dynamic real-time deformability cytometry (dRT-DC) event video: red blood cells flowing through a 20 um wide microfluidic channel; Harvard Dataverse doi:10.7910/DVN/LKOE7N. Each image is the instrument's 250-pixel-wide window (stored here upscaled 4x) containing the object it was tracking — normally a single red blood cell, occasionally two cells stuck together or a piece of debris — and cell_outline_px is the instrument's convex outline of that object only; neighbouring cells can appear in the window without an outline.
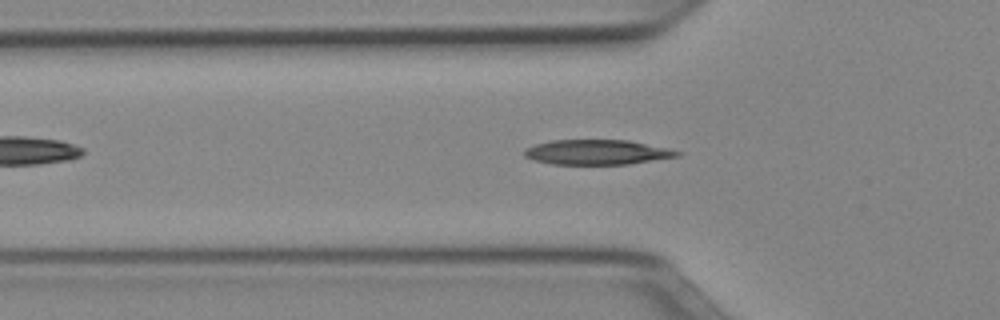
{"species": "Egyptian fruit bat (a non-hibernating species)", "species_latin": "Rousettus aegyptiacus", "temperature_condition": "cold", "stored_images_in_passage": 42, "camera_frame_rate_fps": 3000, "um_per_image_px": 0.085, "animal": {"sex": "female"}, "frame": {"image": 1, "passage_image": 10, "time_ms": 3.0, "image_size_px": [1000, 320], "cell_outline_px": [[684, 152], [680, 156], [628, 164], [552, 164], [532, 160], [524, 156], [524, 148], [536, 144], [552, 140], [628, 140], [668, 148]], "centroid_in_image_um": [50.75, 12.93], "position_along_channel_um": 75.0, "area_um2": 22.25}}
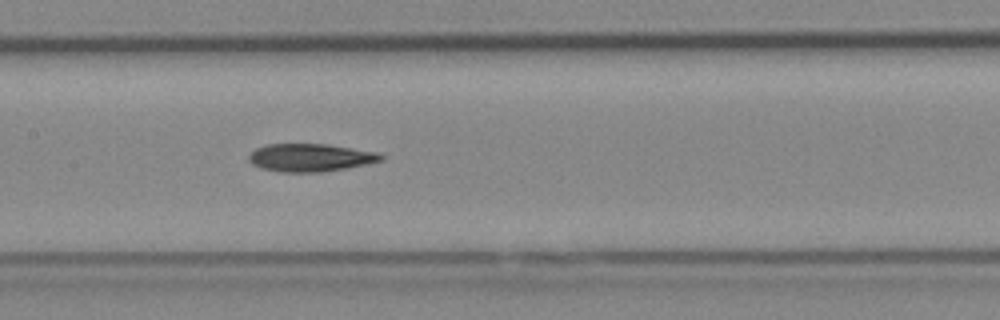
{"frame": {"image": 2, "passage_image": 18, "time_ms": 5.667, "image_size_px": [1000, 320], "cell_outline_px": [[384, 160], [368, 164], [348, 168], [324, 172], [280, 172], [260, 168], [252, 164], [248, 160], [248, 156], [256, 148], [264, 144], [328, 144], [380, 152], [384, 156]], "centroid_in_image_um": [26.42, 13.4], "position_along_channel_um": 181.0, "area_um2": 21.85}}
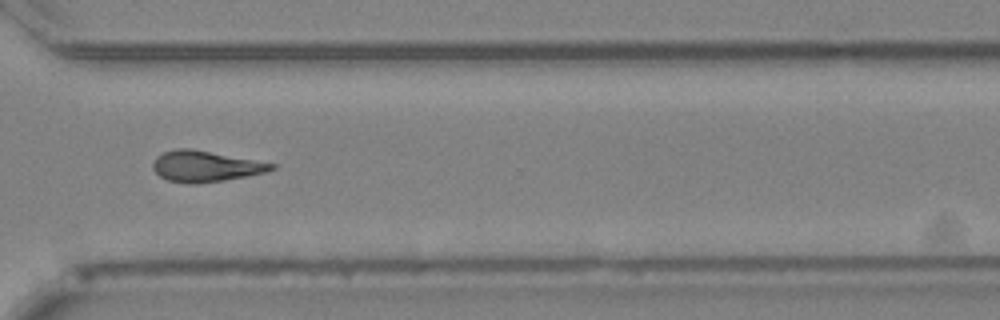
{"frame": {"image": 3, "passage_image": 31, "time_ms": 10.0, "image_size_px": [1000, 320], "cell_outline_px": [[276, 168], [268, 172], [248, 176], [224, 180], [188, 184], [168, 180], [160, 176], [152, 168], [152, 164], [156, 156], [164, 152], [176, 148], [192, 148], [276, 164]], "centroid_in_image_um": [17.46, 14.13], "position_along_channel_um": 353.1, "area_um2": 21.39}, "authors_computed_cell_mechanics": {"area_um2": 21.4438, "velocity_mm_per_s": 3.9705, "shape_relaxation_time_tau1_ms": 5.4959, "shape_relaxation_time_tau2_ms": 6.5748, "deformation_change_tau1": 0.1542, "deformation_change_tau2": 0.1727}}